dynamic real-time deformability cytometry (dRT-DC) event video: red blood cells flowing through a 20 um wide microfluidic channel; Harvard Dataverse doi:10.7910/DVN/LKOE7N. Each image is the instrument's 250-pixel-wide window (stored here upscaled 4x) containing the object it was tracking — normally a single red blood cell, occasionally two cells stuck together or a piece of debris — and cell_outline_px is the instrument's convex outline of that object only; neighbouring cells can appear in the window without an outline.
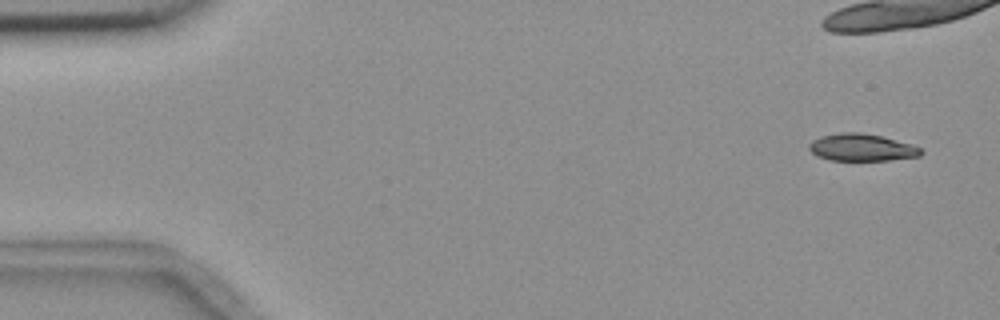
{"species": "common noctule bat (a hibernating species)", "species_latin": "Nyctalus noctula", "temperature_condition": "room temperature", "stored_images_in_passage": 11, "camera_frame_rate_fps": 3000, "um_per_image_px": 0.085, "animal": {"sex": "female", "body_mass_g": 18.4}, "frame": {"image": 1, "passage_image": 1, "time_ms": 0.0, "image_size_px": [1000, 320], "cell_outline_px": [[924, 152], [920, 156], [888, 160], [832, 160], [816, 156], [808, 148], [808, 144], [812, 140], [820, 136], [840, 132], [860, 132], [880, 136], [912, 144], [920, 148]], "centroid_in_image_um": [73.22, 12.53], "position_along_channel_um": 11.8, "area_um2": 17.74}}